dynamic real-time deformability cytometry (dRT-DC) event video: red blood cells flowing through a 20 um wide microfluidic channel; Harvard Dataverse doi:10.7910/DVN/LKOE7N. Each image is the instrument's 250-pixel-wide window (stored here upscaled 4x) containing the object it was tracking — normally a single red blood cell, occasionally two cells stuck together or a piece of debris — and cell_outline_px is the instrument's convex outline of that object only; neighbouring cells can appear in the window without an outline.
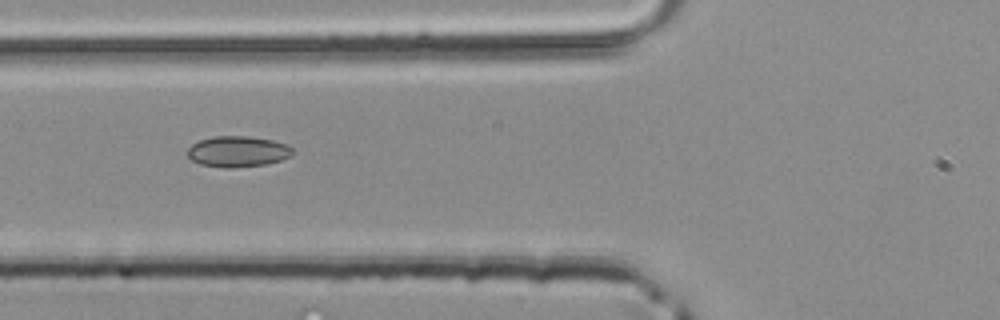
{"species": "common noctule bat (a hibernating species)", "species_latin": "Nyctalus noctula", "temperature_condition": "room temperature", "stored_images_in_passage": 2, "camera_frame_rate_fps": 3000, "um_per_image_px": 0.085, "animal": {"sex": "male", "body_mass_g": 20.4}, "frame": {"image": 1, "passage_image": 2, "time_ms": 0.333, "image_size_px": [1000, 320], "cell_outline_px": [[296, 152], [292, 156], [280, 160], [264, 164], [228, 168], [224, 168], [200, 164], [192, 160], [188, 156], [188, 148], [192, 144], [200, 140], [216, 136], [248, 136], [272, 140], [284, 144], [292, 148]], "centroid_in_image_um": [20.22, 12.88], "position_along_channel_um": 105.6, "area_um2": 18.79}}